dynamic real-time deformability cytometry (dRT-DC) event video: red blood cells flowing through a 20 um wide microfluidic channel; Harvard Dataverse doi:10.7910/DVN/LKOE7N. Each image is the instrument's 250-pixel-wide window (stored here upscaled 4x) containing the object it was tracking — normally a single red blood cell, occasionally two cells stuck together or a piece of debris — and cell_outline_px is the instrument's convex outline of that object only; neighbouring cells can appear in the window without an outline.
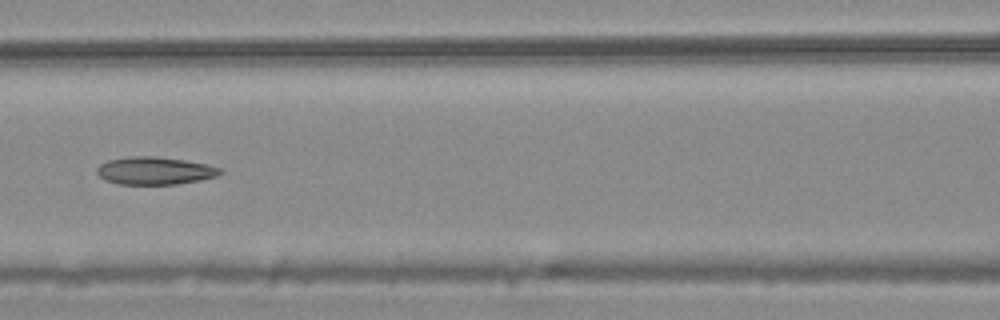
{"species": "common noctule bat (a hibernating species)", "species_latin": "Nyctalus noctula", "temperature_condition": "warm", "stored_images_in_passage": 6, "camera_frame_rate_fps": 3000, "um_per_image_px": 0.085, "animal": {"sex": "male", "body_mass_g": 20.4}, "frame": {"image": 1, "passage_image": 6, "time_ms": 1.667, "image_size_px": [1000, 320], "cell_outline_px": [[224, 172], [216, 176], [200, 180], [176, 184], [120, 184], [104, 180], [96, 172], [96, 168], [100, 164], [108, 160], [128, 156], [152, 156], [184, 160], [208, 164], [220, 168]], "centroid_in_image_um": [13.14, 14.51], "position_along_channel_um": 153.5, "area_um2": 19.88}}